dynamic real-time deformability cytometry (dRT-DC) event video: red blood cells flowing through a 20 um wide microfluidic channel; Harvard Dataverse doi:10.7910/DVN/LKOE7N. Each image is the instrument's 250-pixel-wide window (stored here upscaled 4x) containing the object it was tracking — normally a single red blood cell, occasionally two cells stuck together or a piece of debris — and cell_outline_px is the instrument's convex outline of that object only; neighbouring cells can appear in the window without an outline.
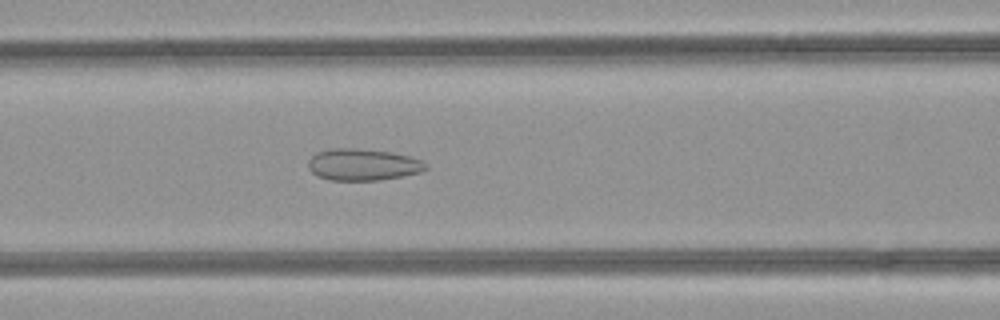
{"species": "common noctule bat (a hibernating species)", "species_latin": "Nyctalus noctula", "temperature_condition": "room temperature", "stored_images_in_passage": 46, "camera_frame_rate_fps": 3000, "um_per_image_px": 0.085, "animal": {"sex": "female", "body_mass_g": 21.9}, "frame": {"image": 1, "passage_image": 20, "time_ms": 6.333, "image_size_px": [1000, 320], "cell_outline_px": [[428, 168], [420, 172], [404, 176], [376, 180], [328, 180], [316, 176], [308, 168], [308, 160], [316, 152], [332, 148], [360, 148], [392, 152], [408, 156], [420, 160], [428, 164]], "centroid_in_image_um": [30.82, 13.99], "position_along_channel_um": 135.8, "area_um2": 21.91}}
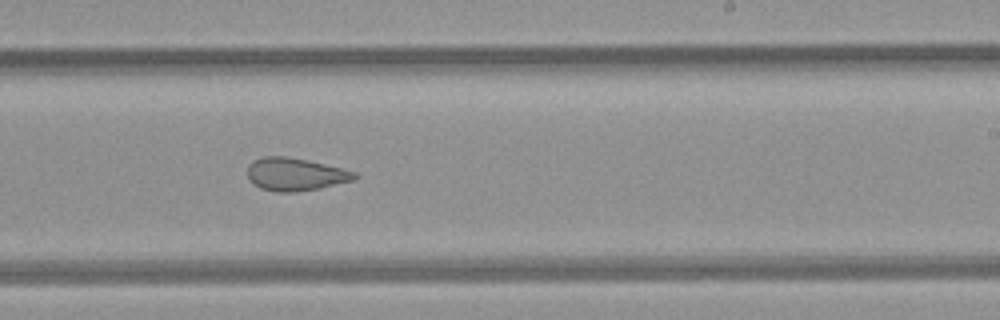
{"frame": {"image": 2, "passage_image": 29, "time_ms": 9.333, "image_size_px": [1000, 320], "cell_outline_px": [[360, 176], [356, 180], [320, 188], [292, 192], [276, 192], [260, 188], [248, 176], [248, 164], [252, 160], [264, 156], [284, 156], [308, 160], [356, 172]], "centroid_in_image_um": [25.13, 14.81], "position_along_channel_um": 263.9, "area_um2": 20.46}}
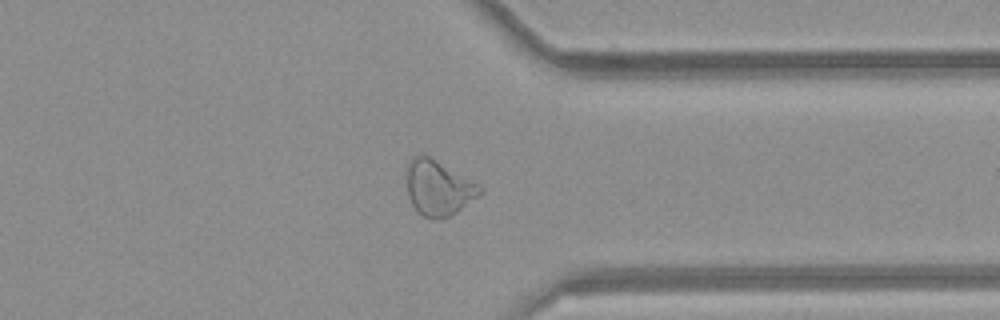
{"frame": {"image": 3, "passage_image": 37, "time_ms": 12.0, "image_size_px": [1000, 320], "cell_outline_px": [[484, 192], [456, 212], [440, 220], [436, 220], [424, 216], [412, 204], [408, 196], [408, 160], [416, 156], [428, 156], [484, 188]], "centroid_in_image_um": [37.27, 16.01], "position_along_channel_um": 374.1, "area_um2": 22.83}, "authors_computed_cell_mechanics": {"area_um2": 24.2471, "velocity_mm_per_s": 4.2806, "shape_relaxation_time_tau1_ms": null, "shape_relaxation_time_tau2_ms": 1.4886, "deformation_change_tau1": null, "deformation_change_tau2": 0.0887}}